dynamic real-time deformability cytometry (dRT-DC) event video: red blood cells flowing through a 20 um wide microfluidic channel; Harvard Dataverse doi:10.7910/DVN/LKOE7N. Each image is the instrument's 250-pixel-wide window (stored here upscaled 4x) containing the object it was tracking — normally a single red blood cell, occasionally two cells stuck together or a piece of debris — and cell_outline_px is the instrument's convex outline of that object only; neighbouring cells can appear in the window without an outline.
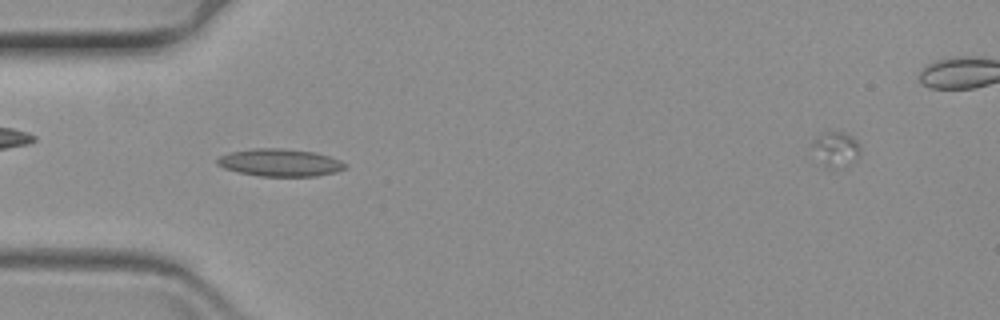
{"species": "common noctule bat (a hibernating species)", "species_latin": "Nyctalus noctula", "temperature_condition": "warm", "stored_images_in_passage": 44, "camera_frame_rate_fps": 3000, "um_per_image_px": 0.085, "animal": {"sex": "female", "body_mass_g": 19.3, "forearm_length_mm": 54.1}, "frame": {"image": 1, "passage_image": 18, "time_ms": 5.667, "image_size_px": [1000, 320], "cell_outline_px": [[348, 168], [336, 172], [316, 176], [260, 176], [240, 172], [224, 168], [216, 164], [216, 160], [220, 156], [232, 152], [252, 148], [280, 148], [316, 152], [340, 160]], "centroid_in_image_um": [23.81, 13.82], "position_along_channel_um": 61.2, "area_um2": 20.4}}
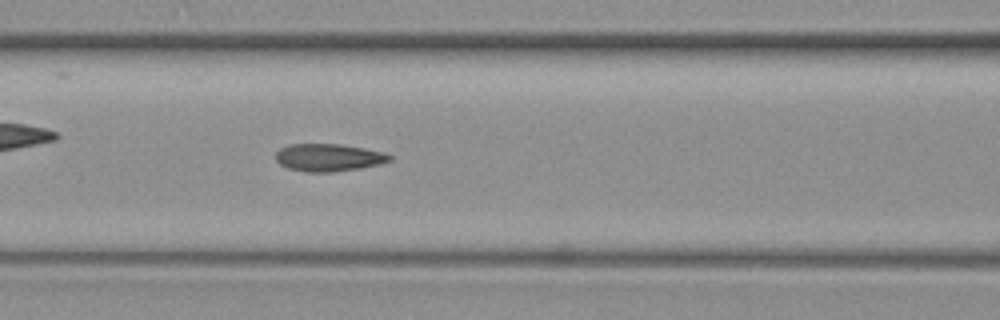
{"frame": {"image": 2, "passage_image": 25, "time_ms": 8.0, "image_size_px": [1000, 320], "cell_outline_px": [[392, 160], [380, 164], [360, 168], [332, 172], [304, 172], [288, 168], [280, 164], [276, 160], [276, 152], [280, 148], [288, 144], [340, 144], [364, 148], [384, 152], [392, 156]], "centroid_in_image_um": [27.93, 13.39], "position_along_channel_um": 138.7, "area_um2": 18.38}}
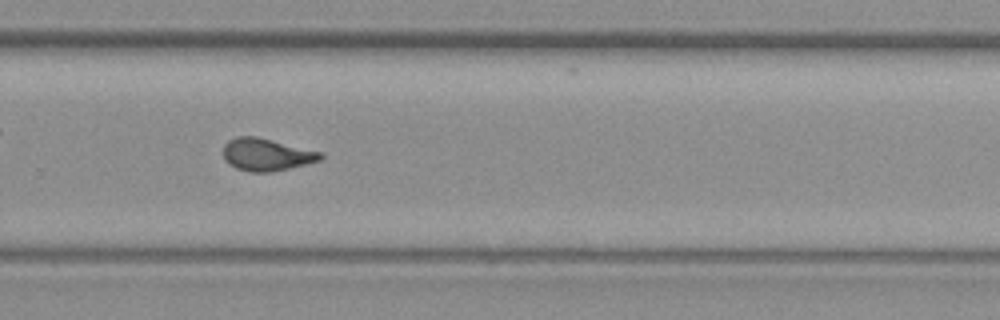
{"frame": {"image": 3, "passage_image": 40, "time_ms": 13.0, "image_size_px": [1000, 320], "cell_outline_px": [[324, 156], [320, 160], [272, 172], [248, 172], [236, 168], [228, 164], [224, 160], [224, 144], [228, 140], [236, 136], [256, 136], [324, 152]], "centroid_in_image_um": [22.64, 13.13], "position_along_channel_um": 307.2, "area_um2": 18.5}}